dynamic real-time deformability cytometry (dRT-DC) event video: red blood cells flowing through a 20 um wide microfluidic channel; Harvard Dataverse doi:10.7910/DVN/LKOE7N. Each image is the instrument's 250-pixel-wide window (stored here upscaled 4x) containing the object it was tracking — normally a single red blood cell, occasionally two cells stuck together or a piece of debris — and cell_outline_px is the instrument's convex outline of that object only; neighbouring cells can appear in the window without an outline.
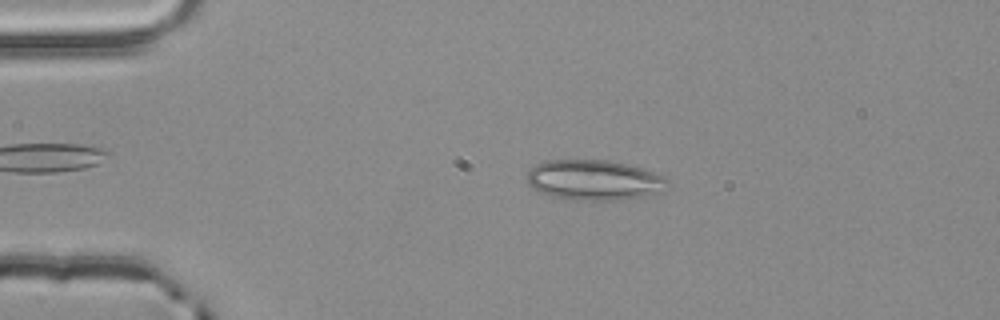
{"species": "common noctule bat (a hibernating species)", "species_latin": "Nyctalus noctula", "temperature_condition": "room temperature", "stored_images_in_passage": 46, "camera_frame_rate_fps": 3000, "um_per_image_px": 0.085, "animal": {"sex": "male", "body_mass_g": 20.4}, "frame": {"image": 1, "passage_image": 4, "time_ms": 1.0, "image_size_px": [1000, 320], "cell_outline_px": [[668, 180], [660, 192], [644, 196], [616, 200], [572, 200], [552, 196], [540, 192], [532, 188], [528, 184], [528, 172], [536, 164], [548, 160], [608, 160], [628, 164], [664, 176]], "centroid_in_image_um": [50.47, 15.3], "position_along_channel_um": 34.5, "area_um2": 32.71}}
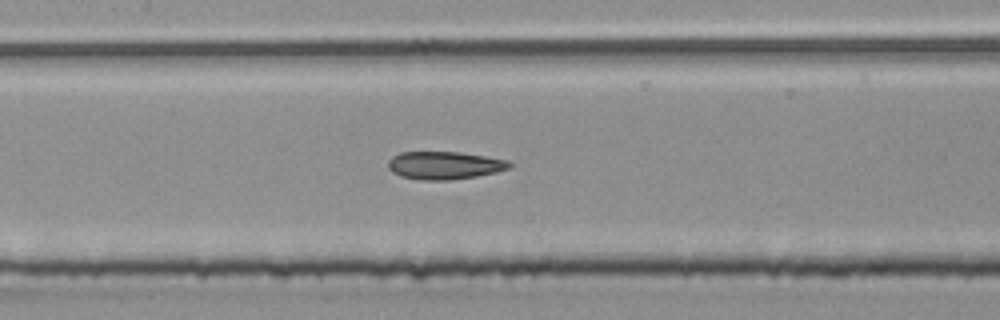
{"frame": {"image": 2, "passage_image": 18, "time_ms": 5.667, "image_size_px": [1000, 320], "cell_outline_px": [[512, 164], [508, 168], [496, 172], [476, 176], [448, 180], [420, 180], [400, 176], [392, 172], [388, 168], [388, 160], [392, 156], [400, 152], [460, 152], [508, 160]], "centroid_in_image_um": [37.74, 14.05], "position_along_channel_um": 169.7, "area_um2": 19.65}}
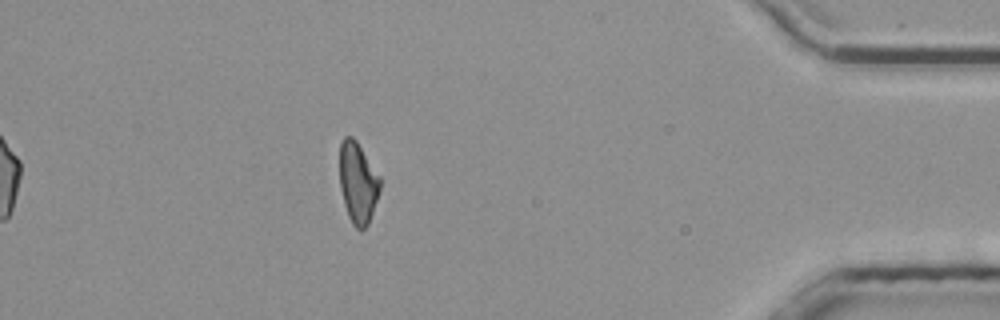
{"frame": {"image": 3, "passage_image": 40, "time_ms": 13.0, "image_size_px": [1000, 320], "cell_outline_px": [[380, 188], [368, 224], [360, 232], [352, 224], [348, 216], [344, 204], [340, 188], [340, 144], [344, 136], [352, 136], [356, 140], [380, 176]], "centroid_in_image_um": [30.4, 15.53], "position_along_channel_um": 404.8, "area_um2": 19.02}, "authors_computed_cell_mechanics": {"area_um2": 19.5653, "velocity_mm_per_s": 3.8813, "shape_relaxation_time_tau1_ms": null, "shape_relaxation_time_tau2_ms": 5.5942, "deformation_change_tau1": null, "deformation_change_tau2": 0.1496}}